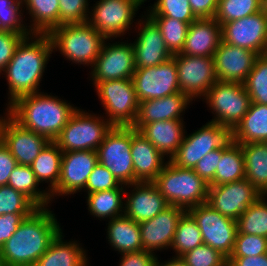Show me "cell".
I'll return each instance as SVG.
<instances>
[{
	"label": "cell",
	"mask_w": 267,
	"mask_h": 266,
	"mask_svg": "<svg viewBox=\"0 0 267 266\" xmlns=\"http://www.w3.org/2000/svg\"><path fill=\"white\" fill-rule=\"evenodd\" d=\"M22 5L32 18L30 33L49 34L59 26V0H22Z\"/></svg>",
	"instance_id": "obj_33"
},
{
	"label": "cell",
	"mask_w": 267,
	"mask_h": 266,
	"mask_svg": "<svg viewBox=\"0 0 267 266\" xmlns=\"http://www.w3.org/2000/svg\"><path fill=\"white\" fill-rule=\"evenodd\" d=\"M194 15L199 18H214L219 0H188Z\"/></svg>",
	"instance_id": "obj_54"
},
{
	"label": "cell",
	"mask_w": 267,
	"mask_h": 266,
	"mask_svg": "<svg viewBox=\"0 0 267 266\" xmlns=\"http://www.w3.org/2000/svg\"><path fill=\"white\" fill-rule=\"evenodd\" d=\"M130 187H133L131 192L125 191L124 215L137 223L154 218L169 206L154 182L126 185V188Z\"/></svg>",
	"instance_id": "obj_23"
},
{
	"label": "cell",
	"mask_w": 267,
	"mask_h": 266,
	"mask_svg": "<svg viewBox=\"0 0 267 266\" xmlns=\"http://www.w3.org/2000/svg\"><path fill=\"white\" fill-rule=\"evenodd\" d=\"M0 266H4L3 265V261L1 260V258H0Z\"/></svg>",
	"instance_id": "obj_61"
},
{
	"label": "cell",
	"mask_w": 267,
	"mask_h": 266,
	"mask_svg": "<svg viewBox=\"0 0 267 266\" xmlns=\"http://www.w3.org/2000/svg\"><path fill=\"white\" fill-rule=\"evenodd\" d=\"M261 193L246 179L208 187V200L223 216L236 220Z\"/></svg>",
	"instance_id": "obj_17"
},
{
	"label": "cell",
	"mask_w": 267,
	"mask_h": 266,
	"mask_svg": "<svg viewBox=\"0 0 267 266\" xmlns=\"http://www.w3.org/2000/svg\"><path fill=\"white\" fill-rule=\"evenodd\" d=\"M30 214L31 213H8L0 215V248Z\"/></svg>",
	"instance_id": "obj_51"
},
{
	"label": "cell",
	"mask_w": 267,
	"mask_h": 266,
	"mask_svg": "<svg viewBox=\"0 0 267 266\" xmlns=\"http://www.w3.org/2000/svg\"><path fill=\"white\" fill-rule=\"evenodd\" d=\"M98 99L112 126H133L138 116L139 101L131 79L99 82L95 86Z\"/></svg>",
	"instance_id": "obj_9"
},
{
	"label": "cell",
	"mask_w": 267,
	"mask_h": 266,
	"mask_svg": "<svg viewBox=\"0 0 267 266\" xmlns=\"http://www.w3.org/2000/svg\"><path fill=\"white\" fill-rule=\"evenodd\" d=\"M119 266H155L157 255L141 250L121 254Z\"/></svg>",
	"instance_id": "obj_52"
},
{
	"label": "cell",
	"mask_w": 267,
	"mask_h": 266,
	"mask_svg": "<svg viewBox=\"0 0 267 266\" xmlns=\"http://www.w3.org/2000/svg\"><path fill=\"white\" fill-rule=\"evenodd\" d=\"M263 55H264L265 57H267V43H266V47H265V50H264Z\"/></svg>",
	"instance_id": "obj_58"
},
{
	"label": "cell",
	"mask_w": 267,
	"mask_h": 266,
	"mask_svg": "<svg viewBox=\"0 0 267 266\" xmlns=\"http://www.w3.org/2000/svg\"><path fill=\"white\" fill-rule=\"evenodd\" d=\"M192 100L185 93L139 102L138 116L133 128L139 130L144 124L166 120H183V112Z\"/></svg>",
	"instance_id": "obj_24"
},
{
	"label": "cell",
	"mask_w": 267,
	"mask_h": 266,
	"mask_svg": "<svg viewBox=\"0 0 267 266\" xmlns=\"http://www.w3.org/2000/svg\"><path fill=\"white\" fill-rule=\"evenodd\" d=\"M141 4H144L145 1L147 0H139Z\"/></svg>",
	"instance_id": "obj_60"
},
{
	"label": "cell",
	"mask_w": 267,
	"mask_h": 266,
	"mask_svg": "<svg viewBox=\"0 0 267 266\" xmlns=\"http://www.w3.org/2000/svg\"><path fill=\"white\" fill-rule=\"evenodd\" d=\"M262 10L267 14V0H262Z\"/></svg>",
	"instance_id": "obj_57"
},
{
	"label": "cell",
	"mask_w": 267,
	"mask_h": 266,
	"mask_svg": "<svg viewBox=\"0 0 267 266\" xmlns=\"http://www.w3.org/2000/svg\"><path fill=\"white\" fill-rule=\"evenodd\" d=\"M62 231L48 207H38L0 248L4 266H34Z\"/></svg>",
	"instance_id": "obj_1"
},
{
	"label": "cell",
	"mask_w": 267,
	"mask_h": 266,
	"mask_svg": "<svg viewBox=\"0 0 267 266\" xmlns=\"http://www.w3.org/2000/svg\"><path fill=\"white\" fill-rule=\"evenodd\" d=\"M120 185L109 169L98 162L87 180L85 192L90 194L96 191L112 190Z\"/></svg>",
	"instance_id": "obj_48"
},
{
	"label": "cell",
	"mask_w": 267,
	"mask_h": 266,
	"mask_svg": "<svg viewBox=\"0 0 267 266\" xmlns=\"http://www.w3.org/2000/svg\"><path fill=\"white\" fill-rule=\"evenodd\" d=\"M187 212L196 221L204 244L218 250L228 259L235 244L237 221L223 216L207 202L191 207Z\"/></svg>",
	"instance_id": "obj_12"
},
{
	"label": "cell",
	"mask_w": 267,
	"mask_h": 266,
	"mask_svg": "<svg viewBox=\"0 0 267 266\" xmlns=\"http://www.w3.org/2000/svg\"><path fill=\"white\" fill-rule=\"evenodd\" d=\"M267 253V237L237 233L230 257L258 256Z\"/></svg>",
	"instance_id": "obj_46"
},
{
	"label": "cell",
	"mask_w": 267,
	"mask_h": 266,
	"mask_svg": "<svg viewBox=\"0 0 267 266\" xmlns=\"http://www.w3.org/2000/svg\"><path fill=\"white\" fill-rule=\"evenodd\" d=\"M172 57L176 62L180 92L185 93L192 101L196 98L203 99L213 84L218 81L213 57L181 53L174 54Z\"/></svg>",
	"instance_id": "obj_13"
},
{
	"label": "cell",
	"mask_w": 267,
	"mask_h": 266,
	"mask_svg": "<svg viewBox=\"0 0 267 266\" xmlns=\"http://www.w3.org/2000/svg\"><path fill=\"white\" fill-rule=\"evenodd\" d=\"M0 119V140L20 165L30 166L50 142L43 135L23 128L7 112Z\"/></svg>",
	"instance_id": "obj_16"
},
{
	"label": "cell",
	"mask_w": 267,
	"mask_h": 266,
	"mask_svg": "<svg viewBox=\"0 0 267 266\" xmlns=\"http://www.w3.org/2000/svg\"><path fill=\"white\" fill-rule=\"evenodd\" d=\"M77 108L40 91L18 98L5 111L23 128L54 141Z\"/></svg>",
	"instance_id": "obj_3"
},
{
	"label": "cell",
	"mask_w": 267,
	"mask_h": 266,
	"mask_svg": "<svg viewBox=\"0 0 267 266\" xmlns=\"http://www.w3.org/2000/svg\"><path fill=\"white\" fill-rule=\"evenodd\" d=\"M107 224L108 242L120 255L143 250L139 223L123 215Z\"/></svg>",
	"instance_id": "obj_29"
},
{
	"label": "cell",
	"mask_w": 267,
	"mask_h": 266,
	"mask_svg": "<svg viewBox=\"0 0 267 266\" xmlns=\"http://www.w3.org/2000/svg\"><path fill=\"white\" fill-rule=\"evenodd\" d=\"M89 3L88 0H59V26L87 22Z\"/></svg>",
	"instance_id": "obj_47"
},
{
	"label": "cell",
	"mask_w": 267,
	"mask_h": 266,
	"mask_svg": "<svg viewBox=\"0 0 267 266\" xmlns=\"http://www.w3.org/2000/svg\"><path fill=\"white\" fill-rule=\"evenodd\" d=\"M153 182L169 205L188 210L208 200L209 185L193 169L177 167L169 160Z\"/></svg>",
	"instance_id": "obj_5"
},
{
	"label": "cell",
	"mask_w": 267,
	"mask_h": 266,
	"mask_svg": "<svg viewBox=\"0 0 267 266\" xmlns=\"http://www.w3.org/2000/svg\"><path fill=\"white\" fill-rule=\"evenodd\" d=\"M62 151L50 141L30 165L39 183H49V194L57 187L61 173Z\"/></svg>",
	"instance_id": "obj_34"
},
{
	"label": "cell",
	"mask_w": 267,
	"mask_h": 266,
	"mask_svg": "<svg viewBox=\"0 0 267 266\" xmlns=\"http://www.w3.org/2000/svg\"><path fill=\"white\" fill-rule=\"evenodd\" d=\"M186 212L182 207L169 205L154 218L140 222L143 250L156 254L157 250L171 249L178 223Z\"/></svg>",
	"instance_id": "obj_20"
},
{
	"label": "cell",
	"mask_w": 267,
	"mask_h": 266,
	"mask_svg": "<svg viewBox=\"0 0 267 266\" xmlns=\"http://www.w3.org/2000/svg\"><path fill=\"white\" fill-rule=\"evenodd\" d=\"M226 149L227 148H219L209 152L201 160H199L193 168L195 173L207 184L214 179L218 163L221 160L222 153Z\"/></svg>",
	"instance_id": "obj_50"
},
{
	"label": "cell",
	"mask_w": 267,
	"mask_h": 266,
	"mask_svg": "<svg viewBox=\"0 0 267 266\" xmlns=\"http://www.w3.org/2000/svg\"><path fill=\"white\" fill-rule=\"evenodd\" d=\"M131 157L136 182H153L167 164L166 157L132 127ZM165 158V159H164Z\"/></svg>",
	"instance_id": "obj_25"
},
{
	"label": "cell",
	"mask_w": 267,
	"mask_h": 266,
	"mask_svg": "<svg viewBox=\"0 0 267 266\" xmlns=\"http://www.w3.org/2000/svg\"><path fill=\"white\" fill-rule=\"evenodd\" d=\"M135 24L138 34L132 46L136 69L157 66L173 56L167 49L157 24L148 15L138 18V23Z\"/></svg>",
	"instance_id": "obj_21"
},
{
	"label": "cell",
	"mask_w": 267,
	"mask_h": 266,
	"mask_svg": "<svg viewBox=\"0 0 267 266\" xmlns=\"http://www.w3.org/2000/svg\"><path fill=\"white\" fill-rule=\"evenodd\" d=\"M97 163L98 154L94 150L63 152L60 178L57 187L50 193L51 200L57 196L73 195L82 189L84 191Z\"/></svg>",
	"instance_id": "obj_18"
},
{
	"label": "cell",
	"mask_w": 267,
	"mask_h": 266,
	"mask_svg": "<svg viewBox=\"0 0 267 266\" xmlns=\"http://www.w3.org/2000/svg\"><path fill=\"white\" fill-rule=\"evenodd\" d=\"M244 155L245 178L267 196V148L262 143L241 144Z\"/></svg>",
	"instance_id": "obj_32"
},
{
	"label": "cell",
	"mask_w": 267,
	"mask_h": 266,
	"mask_svg": "<svg viewBox=\"0 0 267 266\" xmlns=\"http://www.w3.org/2000/svg\"><path fill=\"white\" fill-rule=\"evenodd\" d=\"M267 139V105L250 103L248 112L233 130V141L239 145L262 143Z\"/></svg>",
	"instance_id": "obj_30"
},
{
	"label": "cell",
	"mask_w": 267,
	"mask_h": 266,
	"mask_svg": "<svg viewBox=\"0 0 267 266\" xmlns=\"http://www.w3.org/2000/svg\"><path fill=\"white\" fill-rule=\"evenodd\" d=\"M17 165L16 159L0 140V186L8 184L9 176Z\"/></svg>",
	"instance_id": "obj_53"
},
{
	"label": "cell",
	"mask_w": 267,
	"mask_h": 266,
	"mask_svg": "<svg viewBox=\"0 0 267 266\" xmlns=\"http://www.w3.org/2000/svg\"><path fill=\"white\" fill-rule=\"evenodd\" d=\"M233 142L231 128L209 121L192 134L186 133L169 161L177 167L193 169L206 154L215 149L228 148Z\"/></svg>",
	"instance_id": "obj_7"
},
{
	"label": "cell",
	"mask_w": 267,
	"mask_h": 266,
	"mask_svg": "<svg viewBox=\"0 0 267 266\" xmlns=\"http://www.w3.org/2000/svg\"><path fill=\"white\" fill-rule=\"evenodd\" d=\"M7 185L22 192L37 207H49L48 204L52 202L48 190L37 188L40 184L31 166L18 164L11 172Z\"/></svg>",
	"instance_id": "obj_35"
},
{
	"label": "cell",
	"mask_w": 267,
	"mask_h": 266,
	"mask_svg": "<svg viewBox=\"0 0 267 266\" xmlns=\"http://www.w3.org/2000/svg\"><path fill=\"white\" fill-rule=\"evenodd\" d=\"M22 6V0H0V30L12 31L25 37L30 34L27 24H23Z\"/></svg>",
	"instance_id": "obj_43"
},
{
	"label": "cell",
	"mask_w": 267,
	"mask_h": 266,
	"mask_svg": "<svg viewBox=\"0 0 267 266\" xmlns=\"http://www.w3.org/2000/svg\"><path fill=\"white\" fill-rule=\"evenodd\" d=\"M131 142L132 126H112L97 149L98 162L123 185L135 183Z\"/></svg>",
	"instance_id": "obj_10"
},
{
	"label": "cell",
	"mask_w": 267,
	"mask_h": 266,
	"mask_svg": "<svg viewBox=\"0 0 267 266\" xmlns=\"http://www.w3.org/2000/svg\"><path fill=\"white\" fill-rule=\"evenodd\" d=\"M145 14L148 16L170 17L186 22L189 25L198 19L194 15L188 0H157L154 5L149 6V10Z\"/></svg>",
	"instance_id": "obj_42"
},
{
	"label": "cell",
	"mask_w": 267,
	"mask_h": 266,
	"mask_svg": "<svg viewBox=\"0 0 267 266\" xmlns=\"http://www.w3.org/2000/svg\"><path fill=\"white\" fill-rule=\"evenodd\" d=\"M222 41L263 55L267 43V14L261 10L221 26Z\"/></svg>",
	"instance_id": "obj_19"
},
{
	"label": "cell",
	"mask_w": 267,
	"mask_h": 266,
	"mask_svg": "<svg viewBox=\"0 0 267 266\" xmlns=\"http://www.w3.org/2000/svg\"><path fill=\"white\" fill-rule=\"evenodd\" d=\"M52 52L49 34L30 33L21 40L2 73L9 87L7 108L18 98L40 91V81Z\"/></svg>",
	"instance_id": "obj_2"
},
{
	"label": "cell",
	"mask_w": 267,
	"mask_h": 266,
	"mask_svg": "<svg viewBox=\"0 0 267 266\" xmlns=\"http://www.w3.org/2000/svg\"><path fill=\"white\" fill-rule=\"evenodd\" d=\"M158 26L167 49L172 55L181 53L189 24L165 16H149Z\"/></svg>",
	"instance_id": "obj_39"
},
{
	"label": "cell",
	"mask_w": 267,
	"mask_h": 266,
	"mask_svg": "<svg viewBox=\"0 0 267 266\" xmlns=\"http://www.w3.org/2000/svg\"><path fill=\"white\" fill-rule=\"evenodd\" d=\"M61 231L34 266H88L86 250L78 241H65Z\"/></svg>",
	"instance_id": "obj_28"
},
{
	"label": "cell",
	"mask_w": 267,
	"mask_h": 266,
	"mask_svg": "<svg viewBox=\"0 0 267 266\" xmlns=\"http://www.w3.org/2000/svg\"><path fill=\"white\" fill-rule=\"evenodd\" d=\"M221 41V25L214 18H199L189 25L181 54L213 57Z\"/></svg>",
	"instance_id": "obj_26"
},
{
	"label": "cell",
	"mask_w": 267,
	"mask_h": 266,
	"mask_svg": "<svg viewBox=\"0 0 267 266\" xmlns=\"http://www.w3.org/2000/svg\"><path fill=\"white\" fill-rule=\"evenodd\" d=\"M141 5L139 0H99L91 7L87 22L106 39H117L134 27L133 18Z\"/></svg>",
	"instance_id": "obj_11"
},
{
	"label": "cell",
	"mask_w": 267,
	"mask_h": 266,
	"mask_svg": "<svg viewBox=\"0 0 267 266\" xmlns=\"http://www.w3.org/2000/svg\"><path fill=\"white\" fill-rule=\"evenodd\" d=\"M245 178L244 155L241 146L233 142L221 156L214 179L208 184L216 186Z\"/></svg>",
	"instance_id": "obj_36"
},
{
	"label": "cell",
	"mask_w": 267,
	"mask_h": 266,
	"mask_svg": "<svg viewBox=\"0 0 267 266\" xmlns=\"http://www.w3.org/2000/svg\"><path fill=\"white\" fill-rule=\"evenodd\" d=\"M183 120H166L144 124L138 131L170 160L183 141ZM169 156V157H168Z\"/></svg>",
	"instance_id": "obj_27"
},
{
	"label": "cell",
	"mask_w": 267,
	"mask_h": 266,
	"mask_svg": "<svg viewBox=\"0 0 267 266\" xmlns=\"http://www.w3.org/2000/svg\"><path fill=\"white\" fill-rule=\"evenodd\" d=\"M204 244L200 229L194 218L186 212L180 219L175 231L171 248L176 257Z\"/></svg>",
	"instance_id": "obj_38"
},
{
	"label": "cell",
	"mask_w": 267,
	"mask_h": 266,
	"mask_svg": "<svg viewBox=\"0 0 267 266\" xmlns=\"http://www.w3.org/2000/svg\"><path fill=\"white\" fill-rule=\"evenodd\" d=\"M258 56L249 49L221 41L213 55L217 79L244 84Z\"/></svg>",
	"instance_id": "obj_22"
},
{
	"label": "cell",
	"mask_w": 267,
	"mask_h": 266,
	"mask_svg": "<svg viewBox=\"0 0 267 266\" xmlns=\"http://www.w3.org/2000/svg\"><path fill=\"white\" fill-rule=\"evenodd\" d=\"M203 99L214 114L210 122L232 130L242 121L251 103L244 84L220 80L213 84Z\"/></svg>",
	"instance_id": "obj_8"
},
{
	"label": "cell",
	"mask_w": 267,
	"mask_h": 266,
	"mask_svg": "<svg viewBox=\"0 0 267 266\" xmlns=\"http://www.w3.org/2000/svg\"><path fill=\"white\" fill-rule=\"evenodd\" d=\"M111 127L104 115L77 108L54 142L62 152L97 151Z\"/></svg>",
	"instance_id": "obj_6"
},
{
	"label": "cell",
	"mask_w": 267,
	"mask_h": 266,
	"mask_svg": "<svg viewBox=\"0 0 267 266\" xmlns=\"http://www.w3.org/2000/svg\"><path fill=\"white\" fill-rule=\"evenodd\" d=\"M126 185L121 184L118 188L105 191H96L87 194V209L98 220L113 218L124 215V203ZM100 218V219H99Z\"/></svg>",
	"instance_id": "obj_31"
},
{
	"label": "cell",
	"mask_w": 267,
	"mask_h": 266,
	"mask_svg": "<svg viewBox=\"0 0 267 266\" xmlns=\"http://www.w3.org/2000/svg\"><path fill=\"white\" fill-rule=\"evenodd\" d=\"M262 144L267 148V139H265Z\"/></svg>",
	"instance_id": "obj_59"
},
{
	"label": "cell",
	"mask_w": 267,
	"mask_h": 266,
	"mask_svg": "<svg viewBox=\"0 0 267 266\" xmlns=\"http://www.w3.org/2000/svg\"><path fill=\"white\" fill-rule=\"evenodd\" d=\"M227 266H267V253L258 256L229 257Z\"/></svg>",
	"instance_id": "obj_55"
},
{
	"label": "cell",
	"mask_w": 267,
	"mask_h": 266,
	"mask_svg": "<svg viewBox=\"0 0 267 266\" xmlns=\"http://www.w3.org/2000/svg\"><path fill=\"white\" fill-rule=\"evenodd\" d=\"M24 37V35L12 31L0 30V73L5 70Z\"/></svg>",
	"instance_id": "obj_49"
},
{
	"label": "cell",
	"mask_w": 267,
	"mask_h": 266,
	"mask_svg": "<svg viewBox=\"0 0 267 266\" xmlns=\"http://www.w3.org/2000/svg\"><path fill=\"white\" fill-rule=\"evenodd\" d=\"M181 258L188 266H227V258L206 244L186 252Z\"/></svg>",
	"instance_id": "obj_45"
},
{
	"label": "cell",
	"mask_w": 267,
	"mask_h": 266,
	"mask_svg": "<svg viewBox=\"0 0 267 266\" xmlns=\"http://www.w3.org/2000/svg\"><path fill=\"white\" fill-rule=\"evenodd\" d=\"M244 87L251 102L267 105V57L264 55L257 57Z\"/></svg>",
	"instance_id": "obj_41"
},
{
	"label": "cell",
	"mask_w": 267,
	"mask_h": 266,
	"mask_svg": "<svg viewBox=\"0 0 267 266\" xmlns=\"http://www.w3.org/2000/svg\"><path fill=\"white\" fill-rule=\"evenodd\" d=\"M267 197L262 195L237 219V233L267 237Z\"/></svg>",
	"instance_id": "obj_37"
},
{
	"label": "cell",
	"mask_w": 267,
	"mask_h": 266,
	"mask_svg": "<svg viewBox=\"0 0 267 266\" xmlns=\"http://www.w3.org/2000/svg\"><path fill=\"white\" fill-rule=\"evenodd\" d=\"M262 10V0H219L214 19L222 26Z\"/></svg>",
	"instance_id": "obj_40"
},
{
	"label": "cell",
	"mask_w": 267,
	"mask_h": 266,
	"mask_svg": "<svg viewBox=\"0 0 267 266\" xmlns=\"http://www.w3.org/2000/svg\"><path fill=\"white\" fill-rule=\"evenodd\" d=\"M91 69L94 86L102 81L131 79L136 69L132 43L105 41Z\"/></svg>",
	"instance_id": "obj_15"
},
{
	"label": "cell",
	"mask_w": 267,
	"mask_h": 266,
	"mask_svg": "<svg viewBox=\"0 0 267 266\" xmlns=\"http://www.w3.org/2000/svg\"><path fill=\"white\" fill-rule=\"evenodd\" d=\"M38 207L22 192L0 186V215L8 213H32Z\"/></svg>",
	"instance_id": "obj_44"
},
{
	"label": "cell",
	"mask_w": 267,
	"mask_h": 266,
	"mask_svg": "<svg viewBox=\"0 0 267 266\" xmlns=\"http://www.w3.org/2000/svg\"><path fill=\"white\" fill-rule=\"evenodd\" d=\"M49 36L56 50L71 63L93 67L105 40L88 22L65 24L54 28Z\"/></svg>",
	"instance_id": "obj_4"
},
{
	"label": "cell",
	"mask_w": 267,
	"mask_h": 266,
	"mask_svg": "<svg viewBox=\"0 0 267 266\" xmlns=\"http://www.w3.org/2000/svg\"><path fill=\"white\" fill-rule=\"evenodd\" d=\"M131 80L139 102L180 92L173 57L157 66L135 69Z\"/></svg>",
	"instance_id": "obj_14"
},
{
	"label": "cell",
	"mask_w": 267,
	"mask_h": 266,
	"mask_svg": "<svg viewBox=\"0 0 267 266\" xmlns=\"http://www.w3.org/2000/svg\"><path fill=\"white\" fill-rule=\"evenodd\" d=\"M155 266H188V265L184 262V260L181 257L172 256L170 260L165 261L163 263L160 262V260H158L157 257Z\"/></svg>",
	"instance_id": "obj_56"
}]
</instances>
